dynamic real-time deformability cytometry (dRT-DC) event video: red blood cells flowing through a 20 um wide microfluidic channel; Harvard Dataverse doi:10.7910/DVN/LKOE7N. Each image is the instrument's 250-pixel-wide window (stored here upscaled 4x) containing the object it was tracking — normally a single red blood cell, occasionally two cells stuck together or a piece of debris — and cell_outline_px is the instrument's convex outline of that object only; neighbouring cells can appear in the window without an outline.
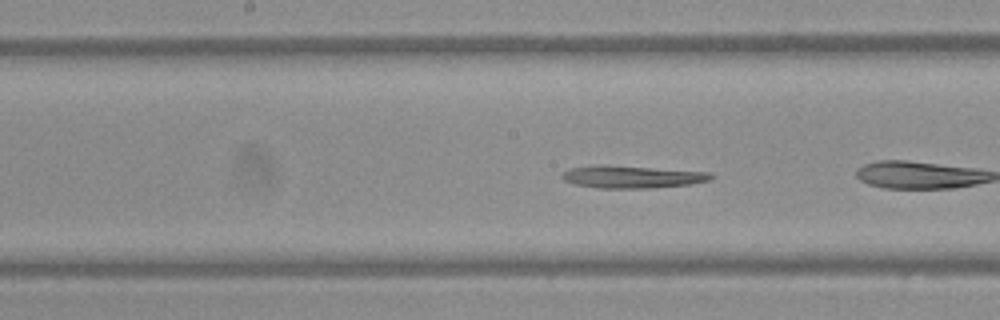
{"species": "Egyptian fruit bat (a non-hibernating species)", "species_latin": "Rousettus aegyptiacus", "temperature_condition": "warm", "stored_images_in_passage": 38, "camera_frame_rate_fps": 3000, "um_per_image_px": 0.085, "frame": {"image": 1, "passage_image": 10, "time_ms": 3.0, "image_size_px": [1000, 320], "cell_outline_px": [[716, 176], [708, 180], [688, 184], [652, 188], [600, 188], [576, 184], [564, 180], [560, 176], [568, 168], [596, 164], [600, 164], [708, 172]], "centroid_in_image_um": [53.66, 15.02], "position_along_channel_um": 194.5, "area_um2": 19.36}}
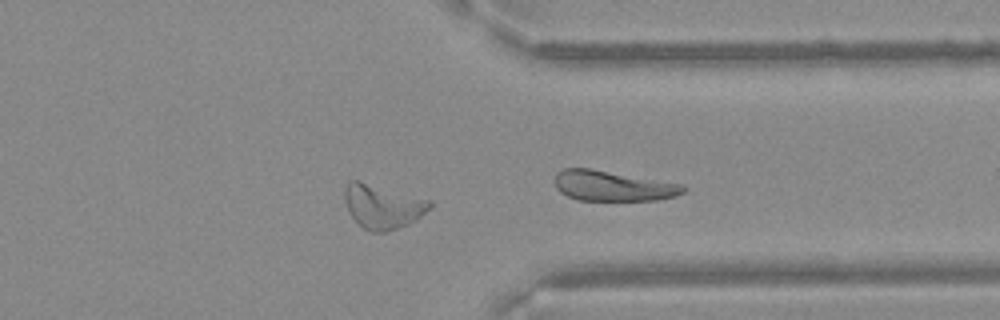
{"frame": {"image": 2, "passage_image": 26, "time_ms": 8.333, "image_size_px": [1000, 320], "cell_outline_px": [[432, 204], [416, 220], [408, 224], [384, 232], [372, 232], [364, 228], [348, 212], [344, 200], [344, 188], [348, 180], [360, 180], [432, 200]], "centroid_in_image_um": [32.49, 17.51], "position_along_channel_um": 378.9, "area_um2": 21.91}}
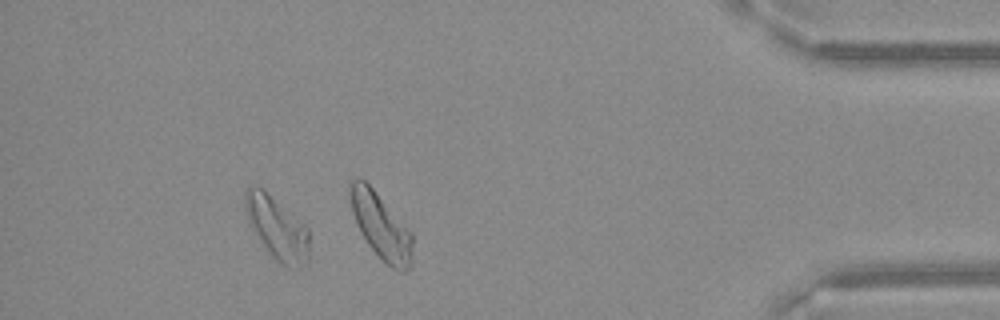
{"frame": {"image": 3, "passage_image": 33, "time_ms": 10.667, "image_size_px": [1000, 320], "cell_outline_px": [[308, 264], [300, 268], [288, 268], [280, 264], [264, 248], [252, 228], [248, 220], [244, 204], [244, 188], [248, 184], [260, 188], [304, 224], [308, 228]], "centroid_in_image_um": [23.53, 19.43], "position_along_channel_um": 411.7, "area_um2": 23.29}}